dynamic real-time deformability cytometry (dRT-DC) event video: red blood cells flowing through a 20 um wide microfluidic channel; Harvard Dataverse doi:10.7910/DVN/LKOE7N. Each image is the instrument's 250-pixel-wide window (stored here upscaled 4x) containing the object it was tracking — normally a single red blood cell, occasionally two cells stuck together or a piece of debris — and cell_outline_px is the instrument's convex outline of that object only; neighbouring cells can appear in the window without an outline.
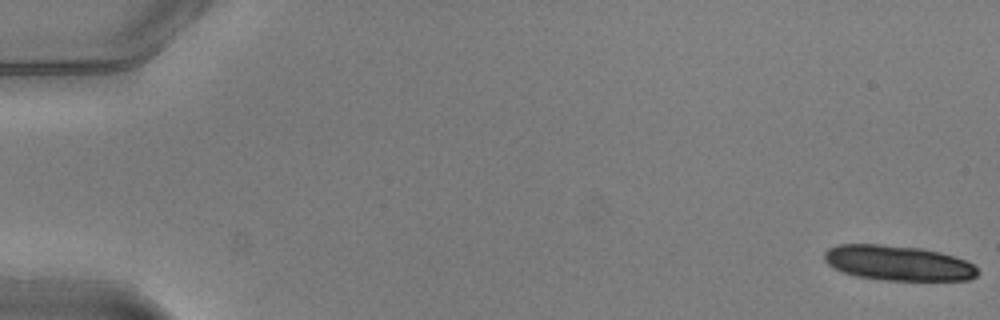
{"species": "common noctule bat (a hibernating species)", "species_latin": "Nyctalus noctula", "temperature_condition": "warm", "stored_images_in_passage": 53, "camera_frame_rate_fps": 3000, "um_per_image_px": 0.085, "animal": {"sex": "male", "body_mass_g": 20.5, "forearm_length_mm": 52.5}, "frame": {"image": 1, "passage_image": 1, "time_ms": 0.0, "image_size_px": [1000, 320], "cell_outline_px": [[980, 272], [976, 276], [968, 280], [884, 280], [856, 276], [844, 272], [828, 264], [824, 260], [824, 252], [828, 248], [836, 244], [880, 244], [920, 248], [940, 252], [964, 260], [972, 264]], "centroid_in_image_um": [76.31, 22.35], "position_along_channel_um": 8.7, "area_um2": 31.21}}
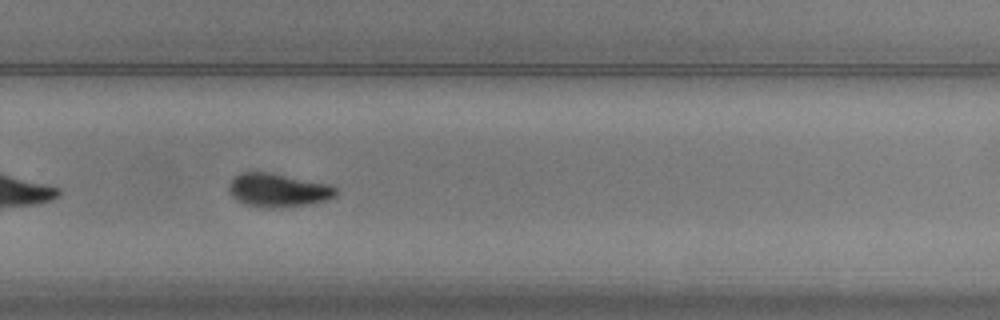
{"frame": {"image": 2, "passage_image": 36, "time_ms": 11.667, "image_size_px": [1000, 320], "cell_outline_px": [[336, 196], [328, 200], [312, 204], [268, 208], [244, 204], [236, 200], [228, 192], [228, 184], [232, 176], [240, 172], [268, 172], [332, 184], [336, 188]], "centroid_in_image_um": [23.62, 16.15], "position_along_channel_um": 306.2, "area_um2": 21.27}}
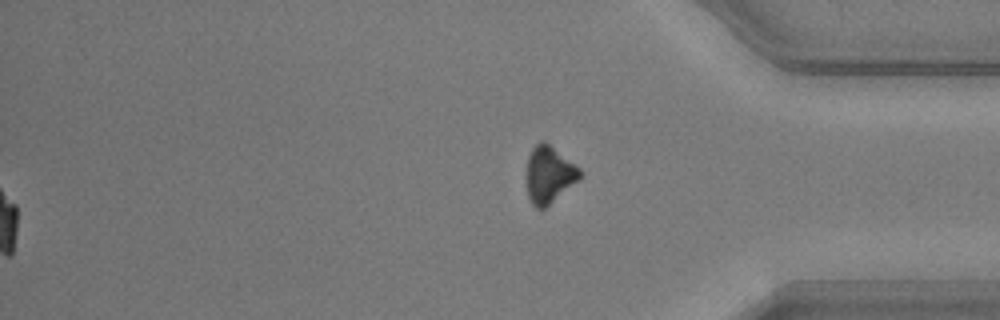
{"frame": {"image": 3, "passage_image": 53, "time_ms": 17.333, "image_size_px": [1000, 320], "cell_outline_px": [[584, 176], [580, 180], [544, 208], [536, 208], [532, 204], [528, 196], [528, 156], [532, 148], [540, 140], [544, 140], [580, 168]], "centroid_in_image_um": [46.71, 14.83], "position_along_channel_um": 388.5, "area_um2": 17.57}, "authors_computed_cell_mechanics": {"area_um2": 21.386, "velocity_mm_per_s": 4.0398, "shape_relaxation_time_tau1_ms": 2.3319, "shape_relaxation_time_tau2_ms": null, "deformation_change_tau1": 0.1243, "deformation_change_tau2": null}}